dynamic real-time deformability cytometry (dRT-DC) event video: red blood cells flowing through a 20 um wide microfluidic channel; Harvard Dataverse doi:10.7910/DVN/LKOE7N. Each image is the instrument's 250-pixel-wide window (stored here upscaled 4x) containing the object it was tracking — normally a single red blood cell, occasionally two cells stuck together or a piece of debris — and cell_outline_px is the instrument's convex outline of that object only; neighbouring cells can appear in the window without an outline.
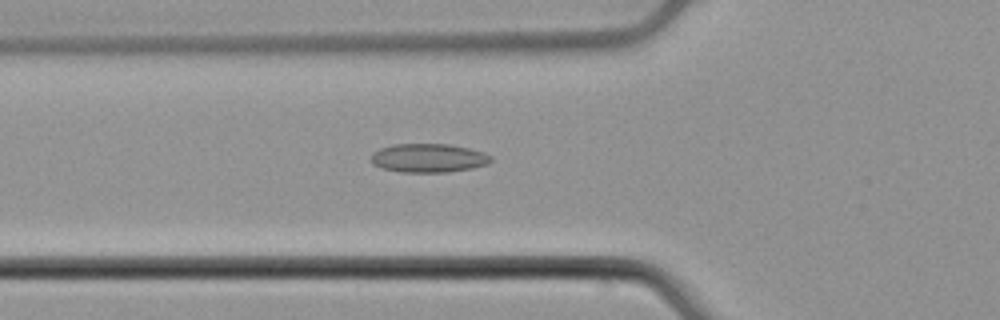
{"species": "common noctule bat (a hibernating species)", "species_latin": "Nyctalus noctula", "temperature_condition": "cold", "stored_images_in_passage": 49, "camera_frame_rate_fps": 3000, "um_per_image_px": 0.085, "animal": {"sex": "male", "body_mass_g": 21.5, "forearm_length_mm": 52.0}, "frame": {"image": 1, "passage_image": 15, "time_ms": 4.667, "image_size_px": [1000, 320], "cell_outline_px": [[492, 160], [488, 164], [472, 168], [448, 172], [400, 172], [380, 168], [372, 164], [372, 152], [380, 148], [392, 144], [448, 144], [468, 148], [484, 152], [492, 156]], "centroid_in_image_um": [36.41, 13.43], "position_along_channel_um": 89.4, "area_um2": 20.23}}
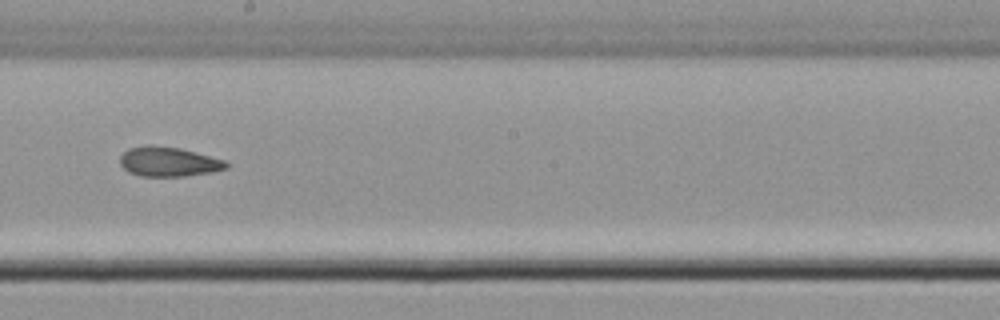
{"frame": {"image": 2, "passage_image": 26, "time_ms": 8.333, "image_size_px": [1000, 320], "cell_outline_px": [[228, 168], [212, 172], [184, 176], [140, 176], [128, 172], [120, 164], [120, 156], [128, 148], [144, 144], [152, 144], [180, 148], [224, 160], [228, 164]], "centroid_in_image_um": [14.29, 13.73], "position_along_channel_um": 233.9, "area_um2": 18.44}}
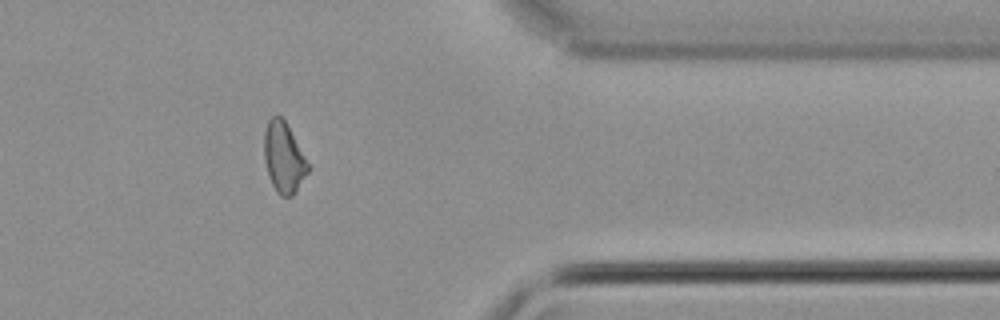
{"frame": {"image": 3, "passage_image": 39, "time_ms": 12.667, "image_size_px": [1000, 320], "cell_outline_px": [[308, 172], [292, 196], [280, 196], [276, 192], [272, 184], [264, 160], [264, 132], [268, 120], [272, 116], [280, 116], [284, 120], [308, 164]], "centroid_in_image_um": [24.08, 13.41], "position_along_channel_um": 387.3, "area_um2": 17.46}}